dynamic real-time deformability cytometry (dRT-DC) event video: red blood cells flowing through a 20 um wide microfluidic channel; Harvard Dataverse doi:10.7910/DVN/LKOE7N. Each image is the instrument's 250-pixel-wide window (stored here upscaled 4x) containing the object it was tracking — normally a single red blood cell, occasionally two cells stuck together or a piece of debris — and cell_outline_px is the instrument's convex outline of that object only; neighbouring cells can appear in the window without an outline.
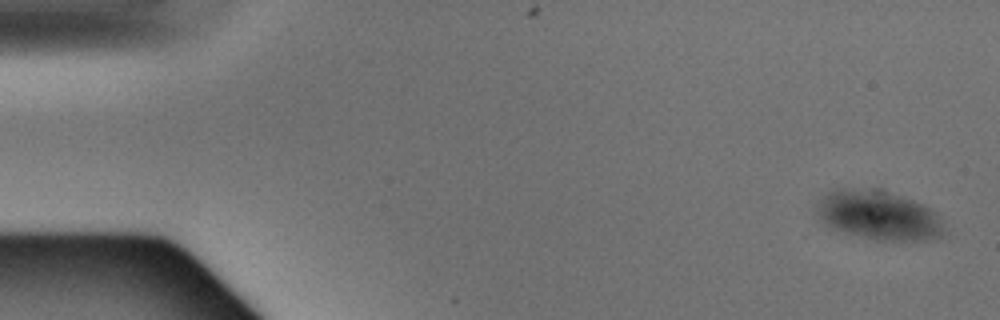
{"species": "Egyptian fruit bat (a non-hibernating species)", "species_latin": "Rousettus aegyptiacus", "temperature_condition": "warm", "stored_images_in_passage": 3, "segment_of_instrument_passage": [2, 2], "camera_frame_rate_fps": 3000, "um_per_image_px": 0.085, "animal": {"sex": "male"}, "frame": {"image": 1, "passage_image": 3, "time_ms": 0.667, "image_size_px": [1000, 320], "cell_outline_px": [[940, 236], [932, 240], [876, 240], [844, 232], [832, 228], [824, 224], [820, 220], [816, 212], [816, 208], [820, 200], [832, 188], [884, 188], [912, 200], [928, 208], [940, 220]], "centroid_in_image_um": [74.59, 18.26], "position_along_channel_um": 10.4, "area_um2": 36.36}}